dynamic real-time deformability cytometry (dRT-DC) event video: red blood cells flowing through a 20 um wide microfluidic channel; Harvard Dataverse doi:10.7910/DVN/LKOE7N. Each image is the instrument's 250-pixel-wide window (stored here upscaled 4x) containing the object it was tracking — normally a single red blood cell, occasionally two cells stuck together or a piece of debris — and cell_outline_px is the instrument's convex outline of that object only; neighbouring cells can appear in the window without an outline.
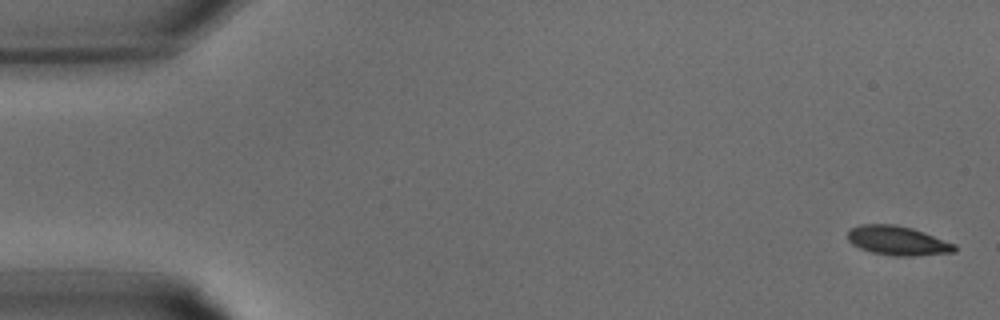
{"species": "common noctule bat (a hibernating species)", "species_latin": "Nyctalus noctula", "temperature_condition": "warm", "stored_images_in_passage": 33, "camera_frame_rate_fps": 3000, "um_per_image_px": 0.085, "animal": {"sex": "male", "body_mass_g": 15.6}, "frame": {"image": 1, "passage_image": 1, "time_ms": 0.0, "image_size_px": [1000, 320], "cell_outline_px": [[956, 252], [908, 256], [896, 256], [872, 252], [860, 248], [852, 244], [848, 240], [848, 228], [860, 224], [896, 224], [912, 228], [924, 232], [956, 244]], "centroid_in_image_um": [76.28, 20.44], "position_along_channel_um": 8.7, "area_um2": 18.26}}
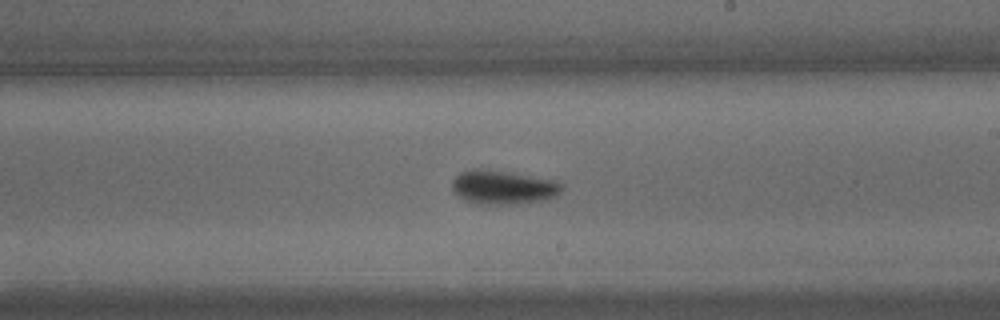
{"frame": {"image": 2, "passage_image": 19, "time_ms": 6.0, "image_size_px": [1000, 320], "cell_outline_px": [[564, 188], [556, 196], [544, 200], [520, 204], [476, 204], [464, 200], [452, 188], [452, 180], [460, 172], [472, 168], [480, 168], [556, 180], [564, 184]], "centroid_in_image_um": [42.78, 15.92], "position_along_channel_um": 246.2, "area_um2": 21.79}}
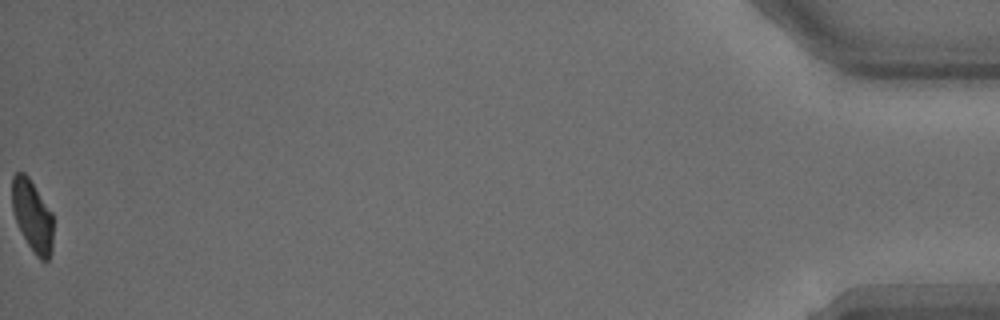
{"frame": {"image": 3, "passage_image": 33, "time_ms": 10.667, "image_size_px": [1000, 320], "cell_outline_px": [[52, 252], [48, 260], [40, 260], [36, 256], [28, 244], [16, 220], [12, 208], [12, 176], [16, 172], [24, 172], [28, 176], [52, 212]], "centroid_in_image_um": [2.75, 18.33], "position_along_channel_um": 432.4, "area_um2": 16.99}}